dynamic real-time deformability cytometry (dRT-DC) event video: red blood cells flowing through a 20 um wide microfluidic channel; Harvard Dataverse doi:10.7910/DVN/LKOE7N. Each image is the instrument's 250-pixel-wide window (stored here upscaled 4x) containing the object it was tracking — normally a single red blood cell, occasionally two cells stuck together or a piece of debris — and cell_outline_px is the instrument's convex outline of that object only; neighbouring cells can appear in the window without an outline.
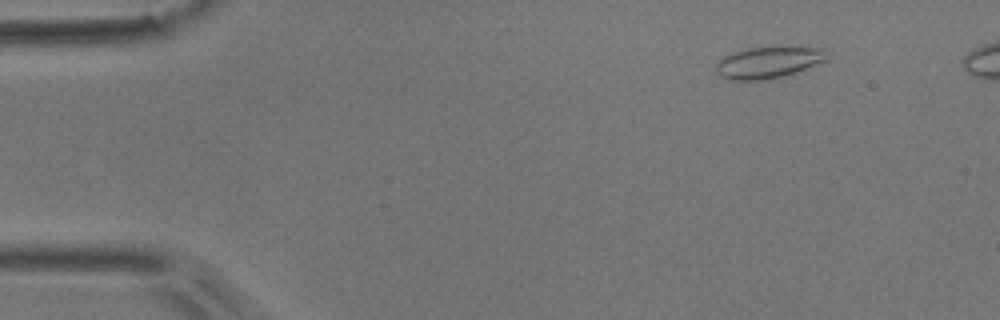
{"species": "common noctule bat (a hibernating species)", "species_latin": "Nyctalus noctula", "temperature_condition": "room temperature", "stored_images_in_passage": 7, "camera_frame_rate_fps": 3000, "um_per_image_px": 0.085, "animal": {"sex": "male", "body_mass_g": 17.9}, "frame": {"image": 1, "passage_image": 2, "time_ms": 0.333, "image_size_px": [1000, 320], "cell_outline_px": [[824, 60], [796, 72], [772, 80], [728, 80], [720, 76], [716, 72], [716, 64], [724, 56], [732, 52], [748, 48], [788, 44], [824, 48]], "centroid_in_image_um": [65.28, 5.27], "position_along_channel_um": 19.7, "area_um2": 20.98}}
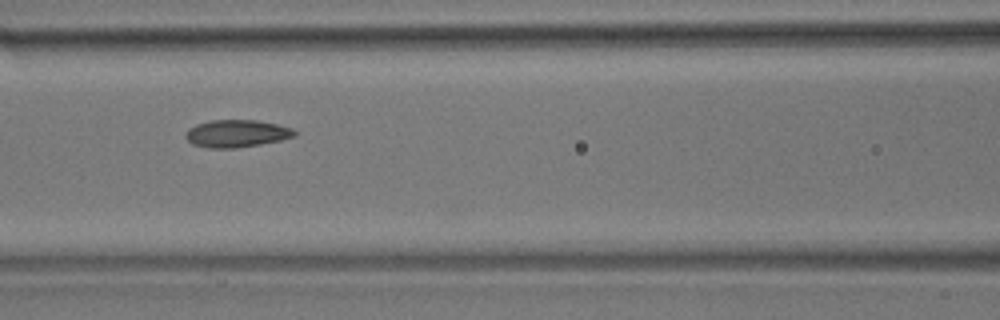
{"frame": {"image": 2, "passage_image": 6, "time_ms": 1.667, "image_size_px": [1000, 320], "cell_outline_px": [[296, 136], [280, 140], [260, 144], [236, 148], [208, 148], [192, 144], [184, 136], [188, 128], [196, 124], [212, 120], [256, 120], [276, 124], [292, 128], [296, 132]], "centroid_in_image_um": [20.09, 11.35], "position_along_channel_um": 146.5, "area_um2": 17.4}}
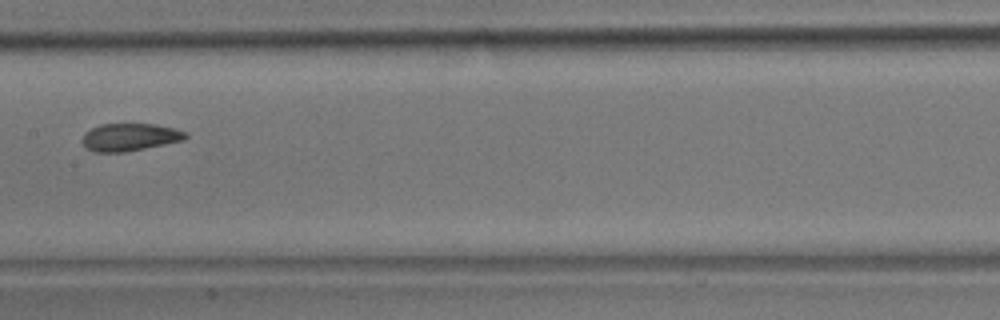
{"frame": {"image": 3, "passage_image": 7, "time_ms": 2.0, "image_size_px": [1000, 320], "cell_outline_px": [[188, 136], [184, 140], [124, 152], [96, 152], [88, 148], [80, 140], [84, 132], [100, 124], [156, 124], [188, 132]], "centroid_in_image_um": [11.02, 11.65], "position_along_channel_um": 196.4, "area_um2": 16.53}}